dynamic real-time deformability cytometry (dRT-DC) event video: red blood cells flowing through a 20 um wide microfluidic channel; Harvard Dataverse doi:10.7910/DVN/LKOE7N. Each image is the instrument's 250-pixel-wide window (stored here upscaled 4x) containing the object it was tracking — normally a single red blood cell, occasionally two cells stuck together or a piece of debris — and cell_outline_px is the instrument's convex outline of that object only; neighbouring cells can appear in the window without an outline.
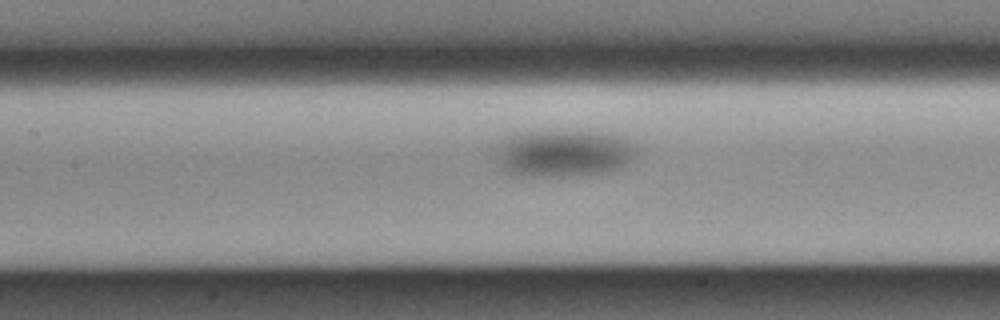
{"species": "Egyptian fruit bat (a non-hibernating species)", "species_latin": "Rousettus aegyptiacus", "temperature_condition": "cold", "stored_images_in_passage": 36, "camera_frame_rate_fps": 3000, "um_per_image_px": 0.085, "animal": {"sex": "male"}, "frame": {"image": 1, "passage_image": 10, "time_ms": 3.0, "image_size_px": [1000, 320], "cell_outline_px": [[636, 148], [632, 156], [620, 168], [604, 172], [572, 176], [520, 176], [504, 172], [500, 160], [500, 144], [504, 136], [516, 132], [612, 132], [620, 136], [632, 144]], "centroid_in_image_um": [47.89, 13.03], "position_along_channel_um": 159.5, "area_um2": 38.03}}
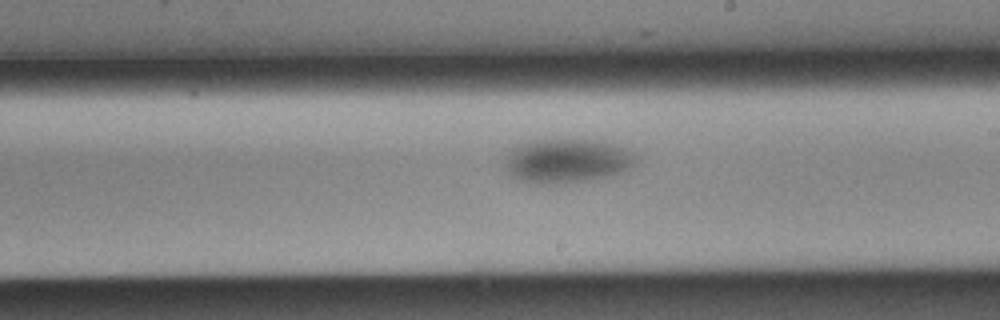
{"frame": {"image": 2, "passage_image": 17, "time_ms": 5.333, "image_size_px": [1000, 320], "cell_outline_px": [[640, 160], [628, 168], [620, 172], [608, 176], [592, 180], [564, 184], [544, 184], [520, 180], [508, 176], [504, 164], [504, 160], [508, 148], [516, 144], [528, 140], [608, 140], [628, 148]], "centroid_in_image_um": [48.16, 13.66], "position_along_channel_um": 240.8, "area_um2": 34.74}}
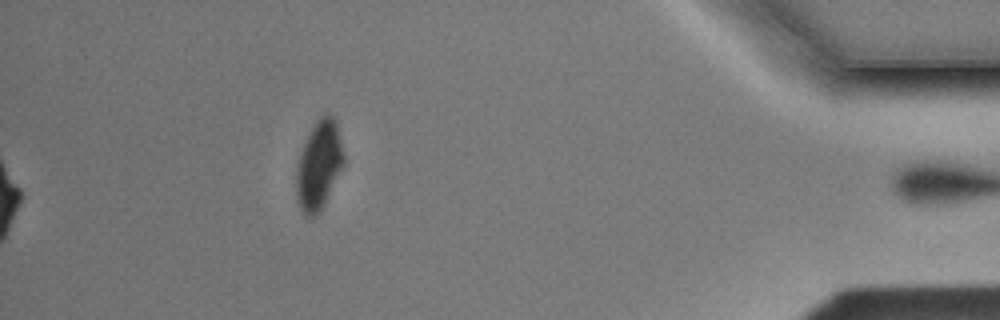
{"frame": {"image": 3, "passage_image": 36, "time_ms": 11.667, "image_size_px": [1000, 320], "cell_outline_px": [[344, 164], [320, 212], [316, 216], [308, 216], [300, 212], [296, 192], [296, 168], [304, 144], [316, 120], [320, 116], [328, 112], [336, 120], [344, 156]], "centroid_in_image_um": [27.11, 14.05], "position_along_channel_um": 408.1, "area_um2": 24.33}}